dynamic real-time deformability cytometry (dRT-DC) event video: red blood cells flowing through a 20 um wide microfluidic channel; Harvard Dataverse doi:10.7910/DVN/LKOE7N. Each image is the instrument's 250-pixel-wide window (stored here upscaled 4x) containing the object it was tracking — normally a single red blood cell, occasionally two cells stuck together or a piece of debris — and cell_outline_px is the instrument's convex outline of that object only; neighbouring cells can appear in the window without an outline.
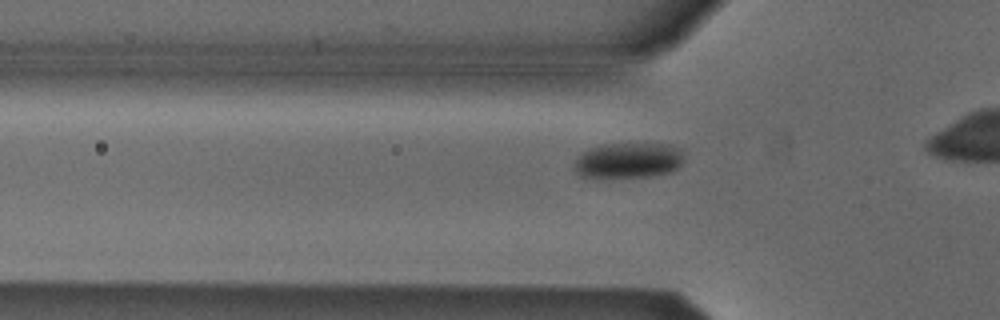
{"species": "Egyptian fruit bat (a non-hibernating species)", "species_latin": "Rousettus aegyptiacus", "temperature_condition": "cold", "stored_images_in_passage": 12, "camera_frame_rate_fps": 3000, "um_per_image_px": 0.085, "animal": {"sex": "male"}, "frame": {"image": 1, "passage_image": 6, "time_ms": 1.667, "image_size_px": [1000, 320], "cell_outline_px": [[684, 160], [672, 172], [652, 176], [580, 176], [572, 168], [576, 160], [588, 148], [604, 144], [672, 144], [680, 152]], "centroid_in_image_um": [53.41, 13.62], "position_along_channel_um": 72.4, "area_um2": 22.25}}
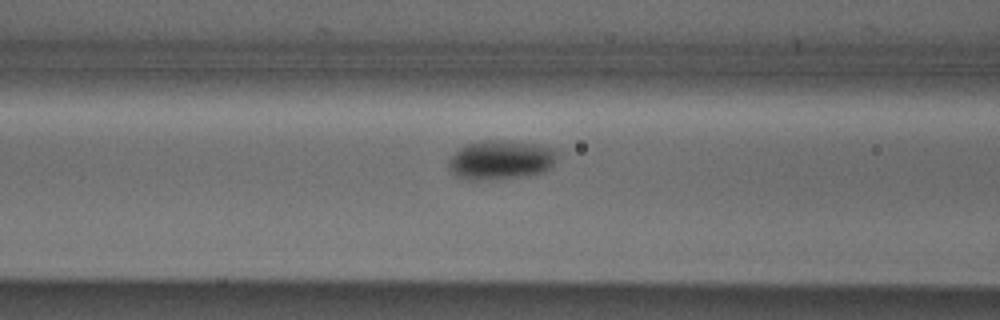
{"frame": {"image": 2, "passage_image": 10, "time_ms": 3.0, "image_size_px": [1000, 320], "cell_outline_px": [[560, 152], [552, 164], [548, 168], [540, 172], [520, 176], [476, 180], [468, 180], [456, 176], [448, 168], [448, 160], [460, 148], [468, 144], [480, 140], [508, 140], [536, 144], [556, 148]], "centroid_in_image_um": [42.56, 13.56], "position_along_channel_um": 124.0, "area_um2": 24.68}}